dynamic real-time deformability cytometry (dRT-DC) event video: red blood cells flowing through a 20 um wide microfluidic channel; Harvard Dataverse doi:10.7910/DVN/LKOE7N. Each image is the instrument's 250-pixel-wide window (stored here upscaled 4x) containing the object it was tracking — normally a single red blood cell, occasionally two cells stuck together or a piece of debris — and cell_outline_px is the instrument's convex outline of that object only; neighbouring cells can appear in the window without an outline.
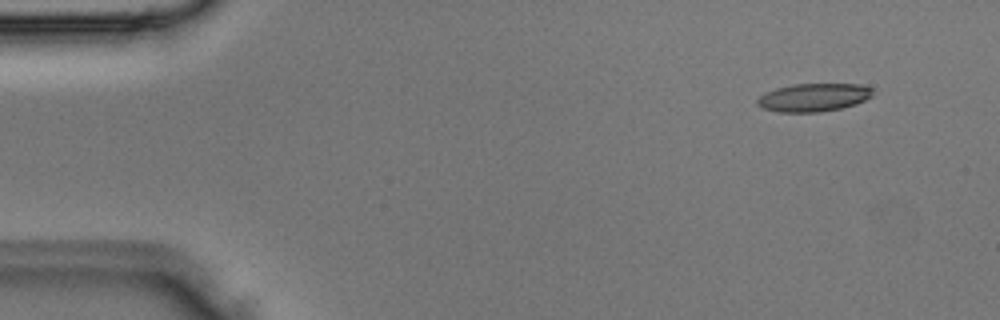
{"species": "Egyptian fruit bat (a non-hibernating species)", "species_latin": "Rousettus aegyptiacus", "temperature_condition": "room temperature", "stored_images_in_passage": 3, "camera_frame_rate_fps": 3000, "um_per_image_px": 0.085, "animal": {"sex": "male"}, "frame": {"image": 1, "passage_image": 3, "time_ms": 0.667, "image_size_px": [1000, 320], "cell_outline_px": [[872, 96], [856, 104], [840, 108], [820, 112], [780, 112], [760, 108], [756, 104], [756, 100], [764, 92], [776, 88], [792, 84], [860, 84], [872, 88]], "centroid_in_image_um": [69.11, 8.28], "position_along_channel_um": 15.9, "area_um2": 19.02}}